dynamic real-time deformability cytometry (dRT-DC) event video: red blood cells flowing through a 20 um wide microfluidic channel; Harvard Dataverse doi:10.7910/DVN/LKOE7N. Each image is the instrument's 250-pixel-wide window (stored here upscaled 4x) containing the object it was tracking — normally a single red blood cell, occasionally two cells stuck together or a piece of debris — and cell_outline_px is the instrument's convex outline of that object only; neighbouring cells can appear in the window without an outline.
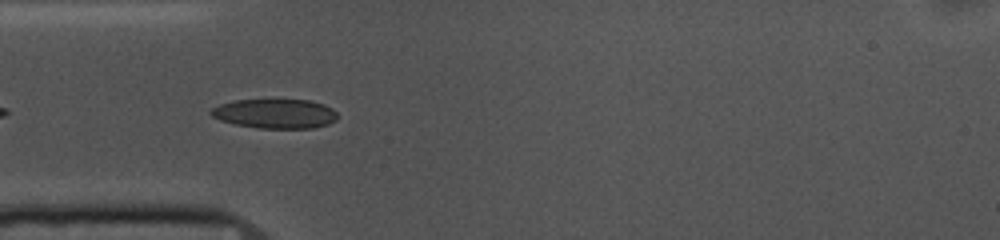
{"species": "common noctule bat (a hibernating species)", "species_latin": "Nyctalus noctula", "temperature_condition": "cold", "stored_images_in_passage": 7, "camera_frame_rate_fps": 3000, "um_per_image_px": 0.085, "animal": {"sex": "female", "body_mass_g": 10.0, "forearm_length_mm": 53.1}, "frame": {"image": 1, "passage_image": 3, "time_ms": 0.667, "image_size_px": [1000, 240], "cell_outline_px": [[340, 116], [336, 120], [328, 124], [312, 128], [260, 128], [236, 124], [220, 120], [212, 116], [208, 112], [212, 108], [220, 104], [232, 100], [308, 100], [324, 104], [332, 108]], "centroid_in_image_um": [23.4, 9.66], "position_along_channel_um": 61.6, "area_um2": 21.73}}